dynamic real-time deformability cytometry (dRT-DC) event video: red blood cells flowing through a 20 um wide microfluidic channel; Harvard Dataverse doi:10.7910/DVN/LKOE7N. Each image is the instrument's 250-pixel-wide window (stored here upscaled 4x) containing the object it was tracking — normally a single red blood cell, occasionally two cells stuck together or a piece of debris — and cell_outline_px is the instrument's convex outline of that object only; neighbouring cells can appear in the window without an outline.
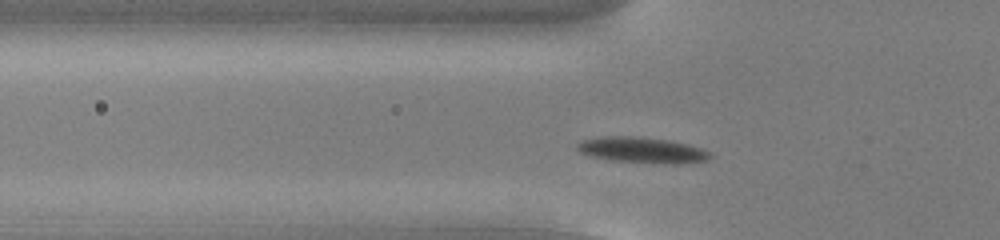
{"species": "common noctule bat (a hibernating species)", "species_latin": "Nyctalus noctula", "temperature_condition": "cold", "stored_images_in_passage": 43, "camera_frame_rate_fps": 3000, "um_per_image_px": 0.085, "animal": {"sex": "male", "body_mass_g": 13.0, "forearm_length_mm": 53.1}, "frame": {"image": 1, "passage_image": 7, "time_ms": 2.0, "image_size_px": [1000, 240], "cell_outline_px": [[712, 156], [708, 160], [688, 164], [652, 164], [612, 160], [592, 156], [580, 152], [576, 148], [576, 144], [580, 140], [600, 136], [636, 136], [672, 140], [688, 144], [712, 152]], "centroid_in_image_um": [54.63, 12.76], "position_along_channel_um": 71.2, "area_um2": 20.58}}
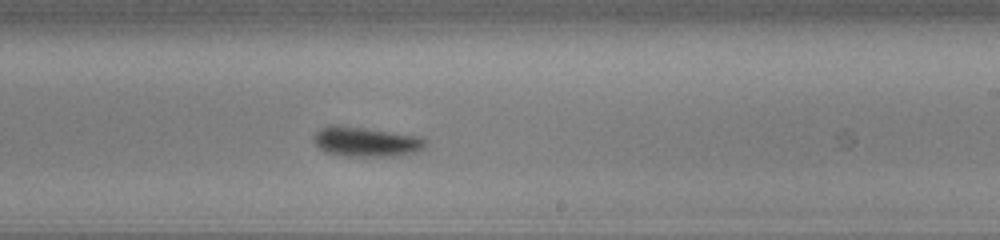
{"frame": {"image": 2, "passage_image": 22, "time_ms": 7.0, "image_size_px": [1000, 240], "cell_outline_px": [[428, 144], [420, 152], [396, 156], [340, 156], [324, 152], [312, 140], [312, 136], [320, 128], [328, 124], [336, 124], [424, 136], [428, 140]], "centroid_in_image_um": [31.15, 12.04], "position_along_channel_um": 257.8, "area_um2": 20.11}}
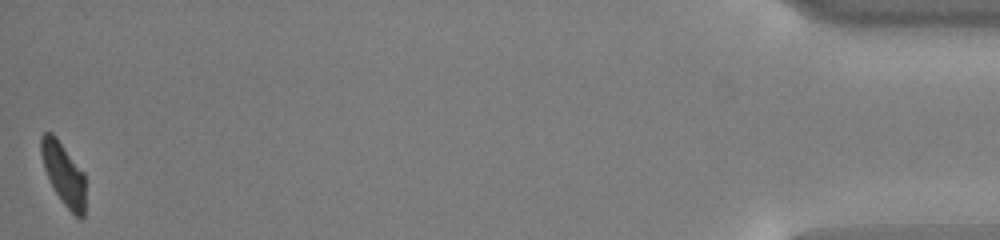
{"frame": {"image": 3, "passage_image": 43, "time_ms": 14.0, "image_size_px": [1000, 240], "cell_outline_px": [[84, 216], [76, 216], [64, 204], [56, 192], [44, 168], [40, 152], [40, 136], [44, 132], [52, 132], [56, 136], [84, 172]], "centroid_in_image_um": [5.38, 14.7], "position_along_channel_um": 429.8, "area_um2": 15.84}, "authors_computed_cell_mechanics": {"area_um2": 18.6694, "velocity_mm_per_s": 3.7552, "shape_relaxation_time_tau1_ms": 2.0138, "shape_relaxation_time_tau2_ms": 4.2726, "deformation_change_tau1": 0.1116, "deformation_change_tau2": 0.1138}}